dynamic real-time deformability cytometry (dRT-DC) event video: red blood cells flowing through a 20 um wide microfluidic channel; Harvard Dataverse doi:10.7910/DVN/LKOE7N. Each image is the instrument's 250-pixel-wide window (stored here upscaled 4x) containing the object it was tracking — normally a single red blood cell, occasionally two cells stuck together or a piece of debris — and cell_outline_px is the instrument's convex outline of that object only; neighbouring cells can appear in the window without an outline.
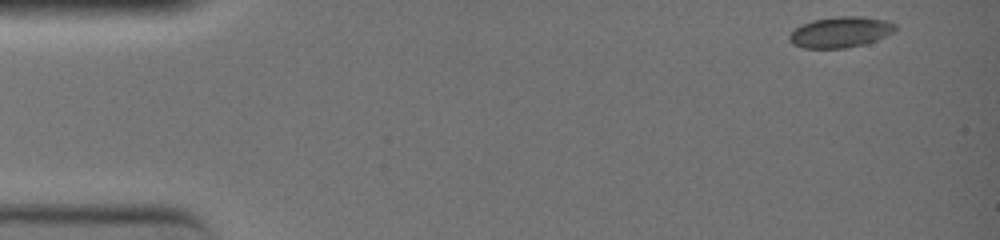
{"species": "common noctule bat (a hibernating species)", "species_latin": "Nyctalus noctula", "temperature_condition": "warm", "stored_images_in_passage": 5, "camera_frame_rate_fps": 3000, "um_per_image_px": 0.085, "animal": {"sex": "female", "body_mass_g": 19.0, "forearm_length_mm": 51.5}, "frame": {"image": 1, "passage_image": 1, "time_ms": 0.0, "image_size_px": [1000, 240], "cell_outline_px": [[896, 28], [892, 32], [876, 40], [864, 44], [844, 48], [804, 48], [792, 44], [788, 40], [788, 36], [800, 24], [812, 20], [836, 16], [864, 16], [884, 20], [896, 24]], "centroid_in_image_um": [71.4, 2.72], "position_along_channel_um": 13.6, "area_um2": 19.02}}